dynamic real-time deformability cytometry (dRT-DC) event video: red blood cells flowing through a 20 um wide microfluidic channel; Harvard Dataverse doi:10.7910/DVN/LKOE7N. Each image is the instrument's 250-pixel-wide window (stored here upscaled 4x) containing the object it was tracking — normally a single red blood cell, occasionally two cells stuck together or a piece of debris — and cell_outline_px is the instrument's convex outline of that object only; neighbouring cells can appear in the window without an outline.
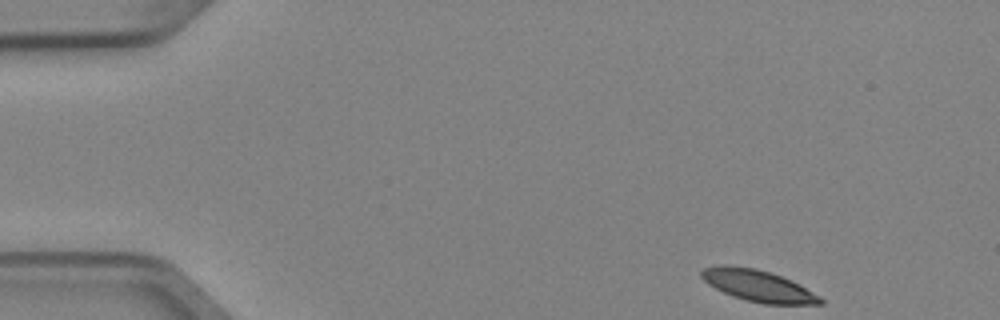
{"species": "Egyptian fruit bat (a non-hibernating species)", "species_latin": "Rousettus aegyptiacus", "temperature_condition": "cold", "stored_images_in_passage": 3, "camera_frame_rate_fps": 3000, "um_per_image_px": 0.085, "animal": {"sex": "female"}, "frame": {"image": 1, "passage_image": 1, "time_ms": 0.0, "image_size_px": [1000, 320], "cell_outline_px": [[824, 304], [764, 304], [744, 300], [732, 296], [708, 284], [700, 276], [700, 272], [704, 268], [720, 264], [724, 264], [756, 268], [792, 280], [800, 284], [820, 296], [824, 300]], "centroid_in_image_um": [64.44, 24.28], "position_along_channel_um": 20.6, "area_um2": 21.96}}
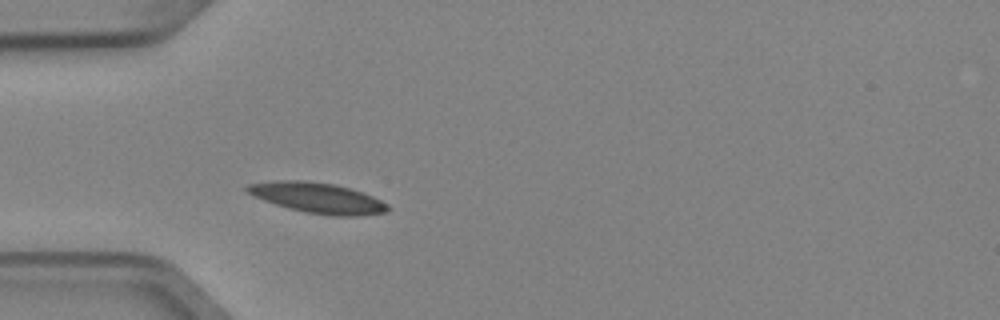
{"frame": {"image": 2, "passage_image": 3, "time_ms": 0.667, "image_size_px": [1000, 320], "cell_outline_px": [[388, 212], [360, 216], [336, 216], [304, 212], [288, 208], [252, 196], [244, 188], [248, 184], [276, 180], [304, 180], [332, 184], [348, 188], [372, 196], [388, 204]], "centroid_in_image_um": [26.98, 16.82], "position_along_channel_um": 58.0, "area_um2": 24.8}}